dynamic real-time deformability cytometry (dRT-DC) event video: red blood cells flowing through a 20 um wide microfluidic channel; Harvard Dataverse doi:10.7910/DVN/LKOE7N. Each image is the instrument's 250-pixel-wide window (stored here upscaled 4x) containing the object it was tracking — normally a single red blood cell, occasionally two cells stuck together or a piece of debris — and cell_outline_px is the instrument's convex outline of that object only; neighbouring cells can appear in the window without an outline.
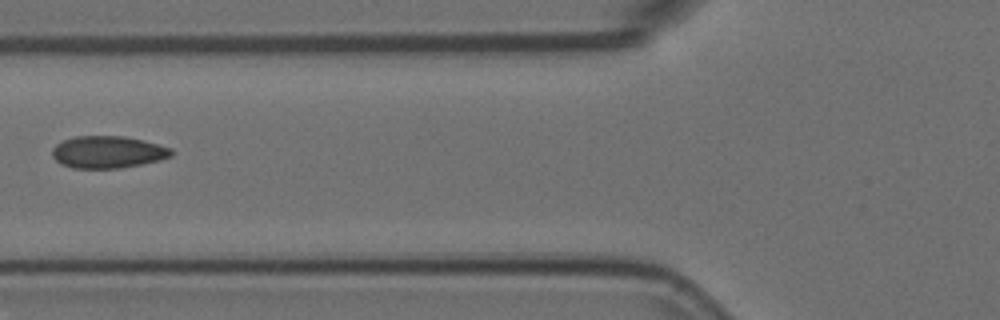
{"species": "Egyptian fruit bat (a non-hibernating species)", "species_latin": "Rousettus aegyptiacus", "temperature_condition": "room temperature", "stored_images_in_passage": 3, "camera_frame_rate_fps": 3000, "um_per_image_px": 0.085, "animal": {"sex": "female"}, "frame": {"image": 1, "passage_image": 3, "time_ms": 0.667, "image_size_px": [1000, 320], "cell_outline_px": [[172, 156], [160, 160], [120, 168], [72, 168], [60, 164], [52, 156], [52, 148], [56, 144], [64, 140], [76, 136], [124, 136], [144, 140], [172, 148]], "centroid_in_image_um": [9.16, 12.92], "position_along_channel_um": 116.6, "area_um2": 22.37}}